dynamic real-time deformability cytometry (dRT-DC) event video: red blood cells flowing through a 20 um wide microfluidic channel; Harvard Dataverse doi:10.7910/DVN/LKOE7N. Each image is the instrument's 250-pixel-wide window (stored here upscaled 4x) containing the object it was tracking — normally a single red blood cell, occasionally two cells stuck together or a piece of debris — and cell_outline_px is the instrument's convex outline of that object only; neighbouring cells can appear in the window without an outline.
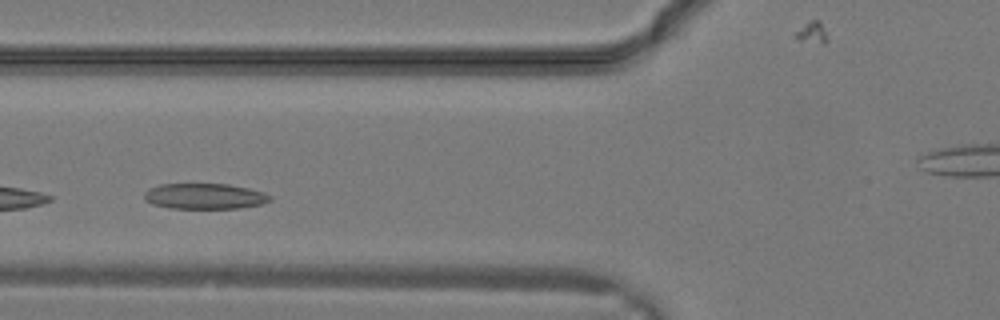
{"species": "common noctule bat (a hibernating species)", "species_latin": "Nyctalus noctula", "temperature_condition": "warm", "stored_images_in_passage": 14, "camera_frame_rate_fps": 3000, "um_per_image_px": 0.085, "animal": {"sex": "male", "body_mass_g": 19.2, "forearm_length_mm": 51.8}, "frame": {"image": 1, "passage_image": 5, "time_ms": 1.333, "image_size_px": [1000, 320], "cell_outline_px": [[272, 200], [260, 204], [240, 208], [168, 208], [152, 204], [144, 196], [144, 192], [148, 188], [160, 184], [228, 184], [248, 188], [264, 192], [272, 196]], "centroid_in_image_um": [17.4, 16.67], "position_along_channel_um": 108.4, "area_um2": 18.79}}
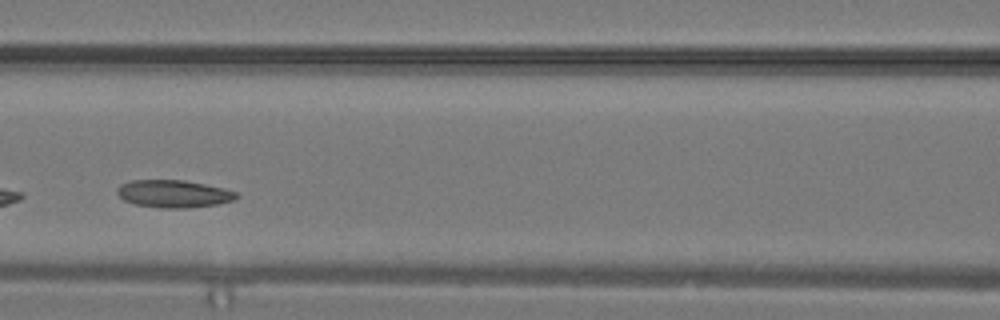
{"frame": {"image": 2, "passage_image": 7, "time_ms": 2.0, "image_size_px": [1000, 320], "cell_outline_px": [[240, 196], [236, 200], [216, 204], [188, 208], [160, 208], [136, 204], [124, 200], [116, 192], [116, 188], [120, 184], [132, 180], [184, 180], [224, 188], [236, 192]], "centroid_in_image_um": [14.77, 16.47], "position_along_channel_um": 151.8, "area_um2": 19.19}}